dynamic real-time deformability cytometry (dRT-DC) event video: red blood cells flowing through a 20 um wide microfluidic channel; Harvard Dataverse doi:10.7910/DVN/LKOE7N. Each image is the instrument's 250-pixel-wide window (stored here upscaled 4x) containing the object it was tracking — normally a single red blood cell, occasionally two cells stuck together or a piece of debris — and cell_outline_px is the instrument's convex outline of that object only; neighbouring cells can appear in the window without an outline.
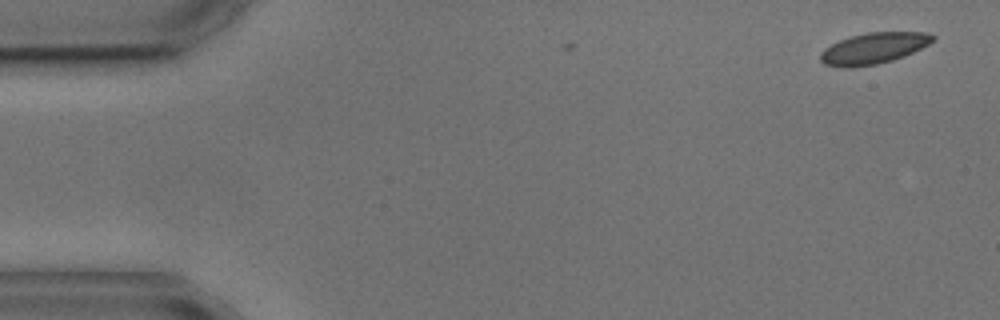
{"species": "common noctule bat (a hibernating species)", "species_latin": "Nyctalus noctula", "temperature_condition": "cold", "stored_images_in_passage": 3, "camera_frame_rate_fps": 3000, "um_per_image_px": 0.085, "animal": {"sex": "male", "body_mass_g": 17.9, "forearm_length_mm": 54.2}, "frame": {"image": 1, "passage_image": 1, "time_ms": 0.0, "image_size_px": [1000, 320], "cell_outline_px": [[936, 40], [904, 56], [892, 60], [876, 64], [824, 64], [820, 60], [820, 52], [824, 48], [840, 40], [852, 36], [868, 32], [928, 32], [936, 36]], "centroid_in_image_um": [74.35, 4.04], "position_along_channel_um": 10.7, "area_um2": 19.54}}